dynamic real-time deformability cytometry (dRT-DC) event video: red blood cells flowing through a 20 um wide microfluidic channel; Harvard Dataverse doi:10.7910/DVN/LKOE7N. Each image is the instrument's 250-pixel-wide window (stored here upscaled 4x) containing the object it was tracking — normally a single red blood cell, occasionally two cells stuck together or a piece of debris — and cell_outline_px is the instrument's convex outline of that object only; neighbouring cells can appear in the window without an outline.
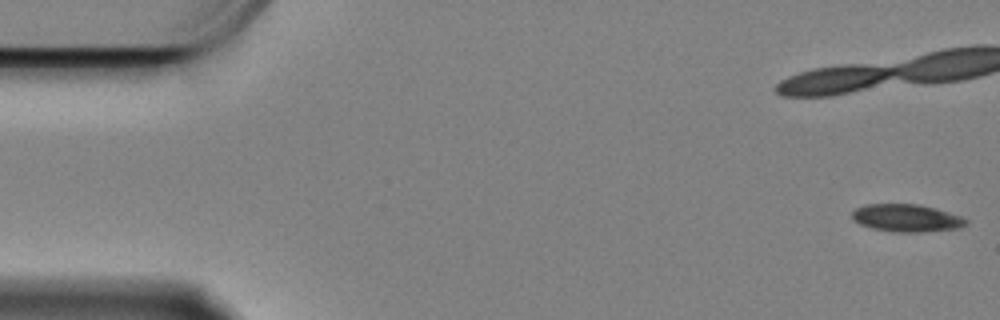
{"species": "Egyptian fruit bat (a non-hibernating species)", "species_latin": "Rousettus aegyptiacus", "temperature_condition": "cold", "stored_images_in_passage": 60, "camera_frame_rate_fps": 3000, "um_per_image_px": 0.085, "animal": {"sex": "female"}, "frame": {"image": 1, "passage_image": 1, "time_ms": 0.0, "image_size_px": [1000, 320], "cell_outline_px": [[968, 224], [960, 228], [920, 232], [896, 232], [872, 228], [860, 224], [852, 220], [852, 212], [856, 208], [864, 204], [920, 204], [960, 216], [968, 220]], "centroid_in_image_um": [77.04, 18.53], "position_along_channel_um": 8.0, "area_um2": 18.26}}
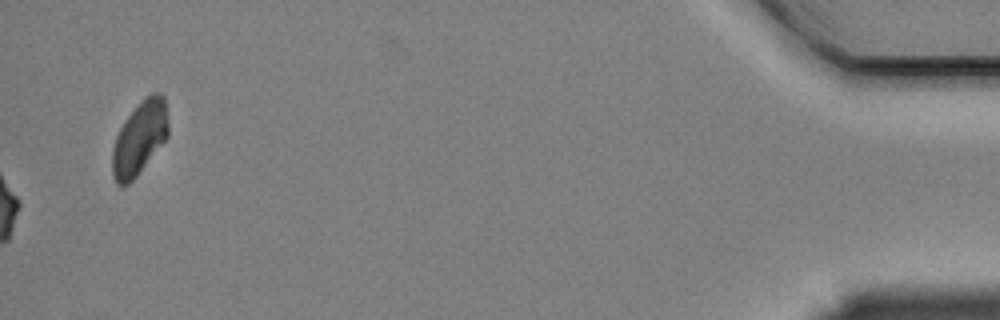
{"frame": {"image": 2, "passage_image": 60, "time_ms": 19.667, "image_size_px": [1000, 320], "cell_outline_px": [[168, 136], [136, 176], [128, 184], [116, 184], [112, 176], [112, 148], [116, 136], [124, 120], [144, 96], [152, 92], [160, 92], [164, 96], [168, 124]], "centroid_in_image_um": [11.85, 11.7], "position_along_channel_um": 423.3, "area_um2": 23.87}, "authors_computed_cell_mechanics": {"area_um2": 19.2185, "velocity_mm_per_s": 3.3391, "shape_relaxation_time_tau1_ms": 2.4254, "shape_relaxation_time_tau2_ms": null, "deformation_change_tau1": 0.1101, "deformation_change_tau2": null}}